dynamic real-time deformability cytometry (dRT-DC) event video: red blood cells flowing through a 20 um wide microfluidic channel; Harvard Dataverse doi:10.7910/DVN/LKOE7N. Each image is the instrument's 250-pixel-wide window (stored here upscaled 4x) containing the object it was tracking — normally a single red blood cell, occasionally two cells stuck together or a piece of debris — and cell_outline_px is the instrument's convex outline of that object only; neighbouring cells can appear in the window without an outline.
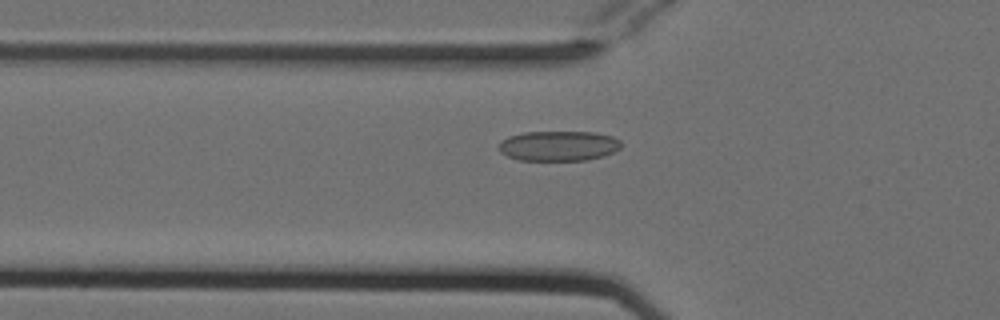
{"species": "Egyptian fruit bat (a non-hibernating species)", "species_latin": "Rousettus aegyptiacus", "temperature_condition": "cold", "stored_images_in_passage": 54, "camera_frame_rate_fps": 3000, "um_per_image_px": 0.085, "animal": {"sex": "female"}, "frame": {"image": 1, "passage_image": 19, "time_ms": 6.0, "image_size_px": [1000, 320], "cell_outline_px": [[620, 148], [604, 156], [584, 160], [516, 160], [500, 152], [496, 148], [500, 140], [508, 136], [524, 132], [592, 132], [612, 136], [620, 140]], "centroid_in_image_um": [47.41, 12.4], "position_along_channel_um": 78.4, "area_um2": 21.56}}
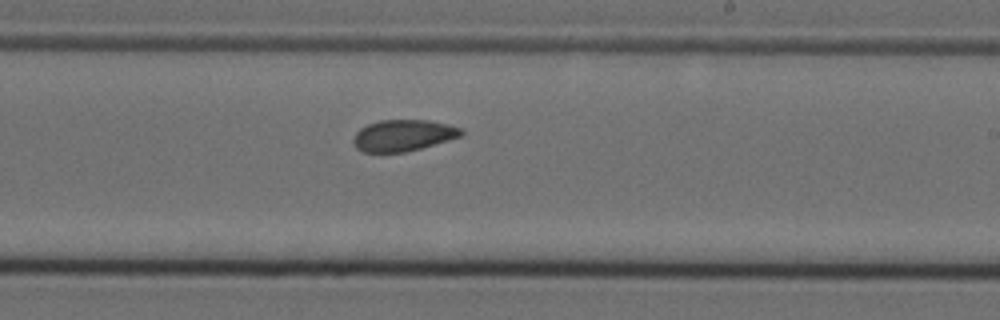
{"frame": {"image": 2, "passage_image": 33, "time_ms": 10.667, "image_size_px": [1000, 320], "cell_outline_px": [[464, 132], [460, 136], [448, 140], [420, 148], [404, 152], [364, 152], [356, 148], [352, 140], [356, 132], [360, 128], [368, 124], [380, 120], [428, 120], [448, 124], [460, 128]], "centroid_in_image_um": [34.24, 11.5], "position_along_channel_um": 254.8, "area_um2": 19.59}}
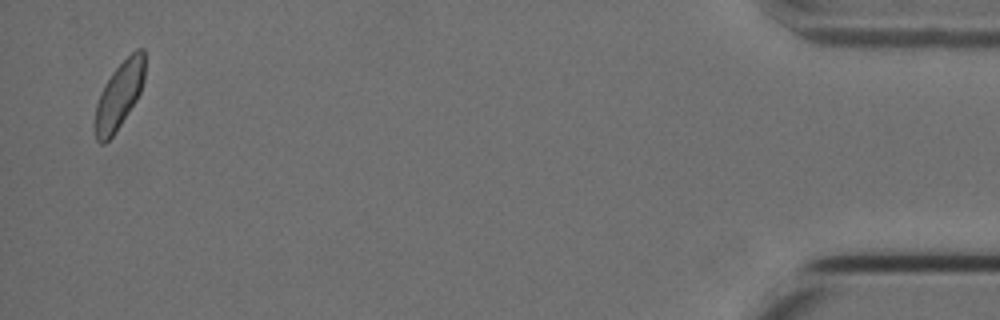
{"frame": {"image": 3, "passage_image": 53, "time_ms": 17.333, "image_size_px": [1000, 320], "cell_outline_px": [[144, 80], [140, 92], [136, 100], [116, 132], [104, 144], [100, 144], [96, 140], [92, 128], [92, 124], [96, 104], [100, 92], [104, 84], [112, 72], [136, 48], [144, 48]], "centroid_in_image_um": [10.07, 8.16], "position_along_channel_um": 425.1, "area_um2": 19.77}, "authors_computed_cell_mechanics": {"area_um2": 20.5479, "velocity_mm_per_s": 3.7677, "shape_relaxation_time_tau1_ms": 6.1024, "shape_relaxation_time_tau2_ms": 3.26, "deformation_change_tau1": 0.1023, "deformation_change_tau2": 0.08}}